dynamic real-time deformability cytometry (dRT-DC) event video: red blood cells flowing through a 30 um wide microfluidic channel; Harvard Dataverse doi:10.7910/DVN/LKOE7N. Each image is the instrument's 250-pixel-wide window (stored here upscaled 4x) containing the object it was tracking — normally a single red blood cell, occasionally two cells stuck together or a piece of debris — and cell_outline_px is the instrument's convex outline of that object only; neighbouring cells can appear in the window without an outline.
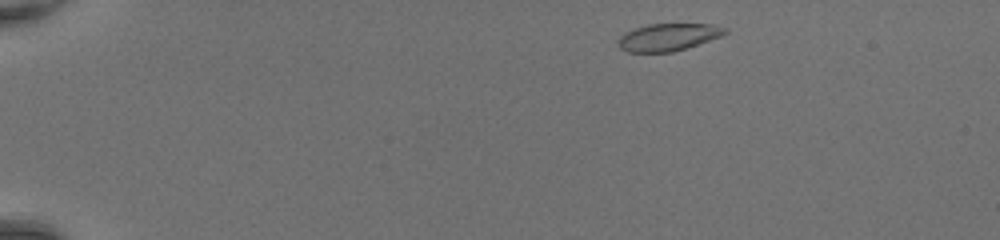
{"species": "common noctule bat (a hibernating species)", "species_latin": "Nyctalus noctula", "temperature_condition": "room temperature", "stored_images_in_passage": 42, "camera_frame_rate_fps": 3000, "um_per_image_px": 0.085, "animal": {"sex": "female", "body_mass_g": 20.0, "forearm_length_mm": 54.0}, "frame": {"image": 1, "passage_image": 2, "time_ms": 0.333, "image_size_px": [1000, 240], "cell_outline_px": [[728, 32], [720, 36], [672, 52], [628, 52], [620, 48], [620, 36], [636, 28], [648, 24], [712, 24], [728, 28]], "centroid_in_image_um": [56.82, 3.14], "position_along_channel_um": 28.2, "area_um2": 16.59}}
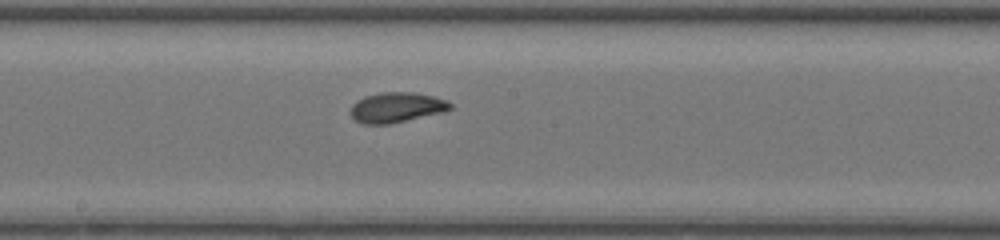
{"frame": {"image": 2, "passage_image": 22, "time_ms": 7.0, "image_size_px": [1000, 240], "cell_outline_px": [[452, 108], [444, 112], [388, 124], [364, 124], [356, 120], [348, 112], [352, 104], [356, 100], [364, 96], [380, 92], [416, 92], [432, 96], [444, 100], [452, 104]], "centroid_in_image_um": [33.66, 9.12], "position_along_channel_um": 214.5, "area_um2": 17.57}}
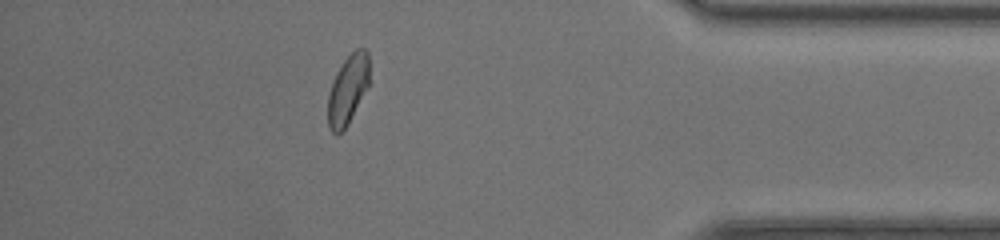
{"frame": {"image": 3, "passage_image": 37, "time_ms": 12.0, "image_size_px": [1000, 240], "cell_outline_px": [[368, 84], [348, 124], [336, 136], [328, 128], [328, 92], [336, 72], [344, 60], [356, 48], [364, 48], [368, 52]], "centroid_in_image_um": [29.53, 7.62], "position_along_channel_um": 405.7, "area_um2": 16.47}, "authors_computed_cell_mechanics": {"area_um2": 17.1666, "velocity_mm_per_s": 4.4064, "shape_relaxation_time_tau1_ms": 3.4633, "shape_relaxation_time_tau2_ms": 1.2234, "deformation_change_tau1": 0.1278, "deformation_change_tau2": 0.0542}}